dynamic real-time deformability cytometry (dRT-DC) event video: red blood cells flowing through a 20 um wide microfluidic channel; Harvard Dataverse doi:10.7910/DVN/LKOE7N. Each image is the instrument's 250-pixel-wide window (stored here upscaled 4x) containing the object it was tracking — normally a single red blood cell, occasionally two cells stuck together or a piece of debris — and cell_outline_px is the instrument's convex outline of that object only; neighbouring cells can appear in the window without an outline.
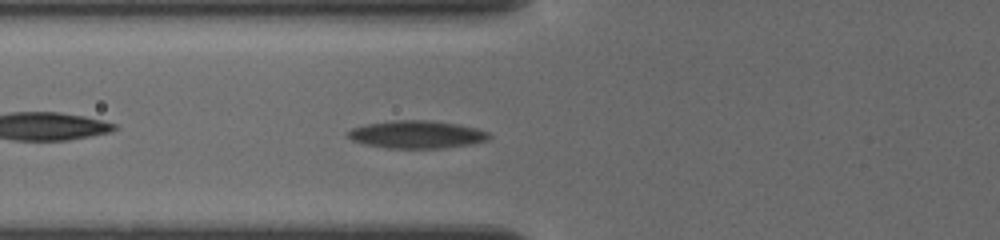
{"species": "common noctule bat (a hibernating species)", "species_latin": "Nyctalus noctula", "temperature_condition": "cold", "stored_images_in_passage": 36, "camera_frame_rate_fps": 3000, "um_per_image_px": 0.085, "animal": {"sex": "female", "body_mass_g": 19.5, "forearm_length_mm": 54.1}, "frame": {"image": 1, "passage_image": 7, "time_ms": 2.333, "image_size_px": [1000, 240], "cell_outline_px": [[492, 136], [488, 140], [472, 144], [444, 148], [388, 148], [364, 144], [352, 140], [344, 132], [352, 128], [368, 124], [396, 120], [424, 120], [456, 124], [476, 128], [488, 132]], "centroid_in_image_um": [35.42, 11.44], "position_along_channel_um": 90.4, "area_um2": 22.72}}
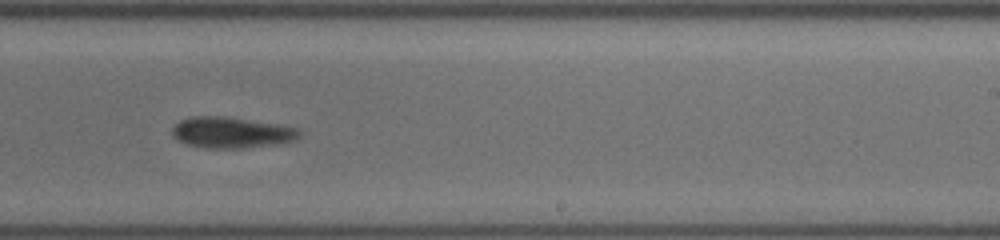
{"frame": {"image": 2, "passage_image": 20, "time_ms": 7.0, "image_size_px": [1000, 240], "cell_outline_px": [[300, 136], [296, 140], [284, 144], [244, 148], [204, 148], [188, 144], [172, 136], [172, 128], [180, 120], [192, 116], [228, 116], [280, 124], [296, 128], [300, 132]], "centroid_in_image_um": [19.72, 11.26], "position_along_channel_um": 269.3, "area_um2": 23.35}}
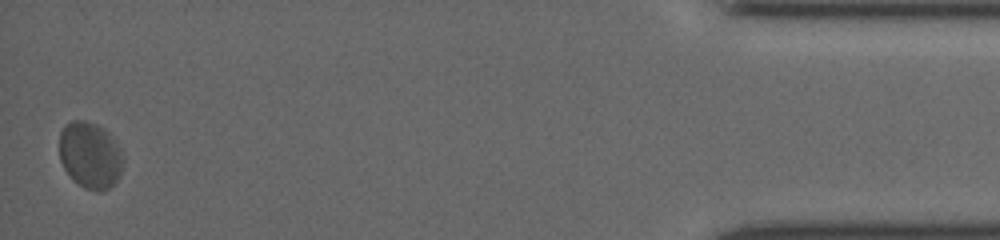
{"frame": {"image": 3, "passage_image": 36, "time_ms": 13.0, "image_size_px": [1000, 240], "cell_outline_px": [[124, 160], [120, 172], [116, 180], [108, 188], [100, 192], [96, 192], [84, 188], [72, 180], [64, 168], [60, 160], [60, 132], [64, 124], [72, 120], [84, 120], [96, 124], [104, 128], [108, 132], [116, 144]], "centroid_in_image_um": [7.63, 13.19], "position_along_channel_um": 427.6, "area_um2": 24.74}}